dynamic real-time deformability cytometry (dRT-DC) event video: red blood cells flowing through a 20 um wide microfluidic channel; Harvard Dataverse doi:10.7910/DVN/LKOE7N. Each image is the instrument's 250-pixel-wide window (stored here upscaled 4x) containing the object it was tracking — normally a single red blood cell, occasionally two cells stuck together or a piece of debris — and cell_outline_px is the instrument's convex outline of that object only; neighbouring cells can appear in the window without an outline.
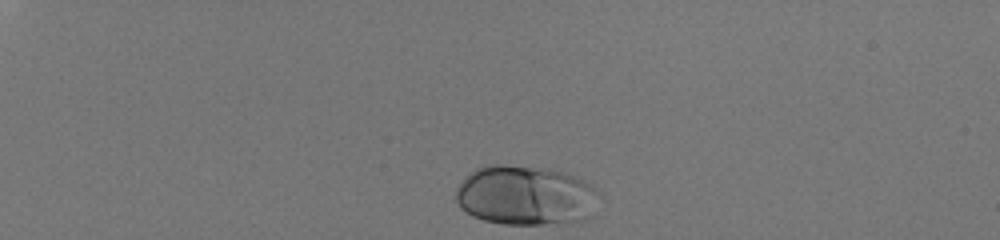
{"species": "human", "species_latin": "Homo sapiens", "temperature_condition": "room temperature", "stored_images_in_passage": 35, "camera_frame_rate_fps": 3000, "um_per_image_px": 0.085, "donor": {"sex": "male"}, "frame": {"image": 1, "passage_image": 1, "time_ms": 0.0, "image_size_px": [1000, 240], "cell_outline_px": [[596, 192], [588, 216], [584, 220], [568, 224], [504, 224], [484, 220], [472, 216], [460, 208], [456, 200], [456, 188], [468, 172], [484, 164], [504, 164], [548, 168], [564, 172], [584, 180], [592, 184], [596, 188]], "centroid_in_image_um": [44.6, 16.6], "position_along_channel_um": 40.4, "area_um2": 50.11}}
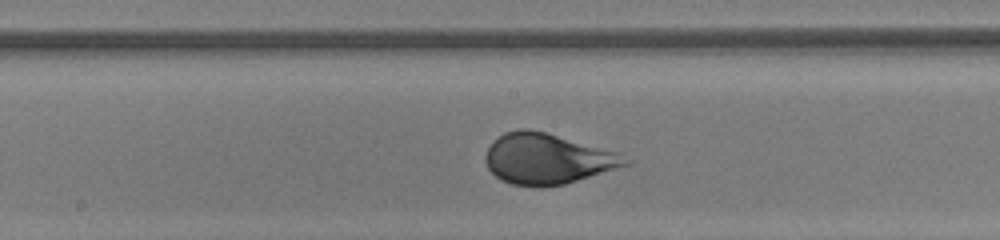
{"frame": {"image": 2, "passage_image": 20, "time_ms": 6.333, "image_size_px": [1000, 240], "cell_outline_px": [[632, 160], [628, 164], [564, 184], [540, 188], [536, 188], [512, 184], [500, 180], [488, 168], [484, 160], [484, 156], [488, 148], [504, 132], [520, 128], [528, 128], [544, 132], [616, 152]], "centroid_in_image_um": [46.46, 13.51], "position_along_channel_um": 201.7, "area_um2": 40.75}}
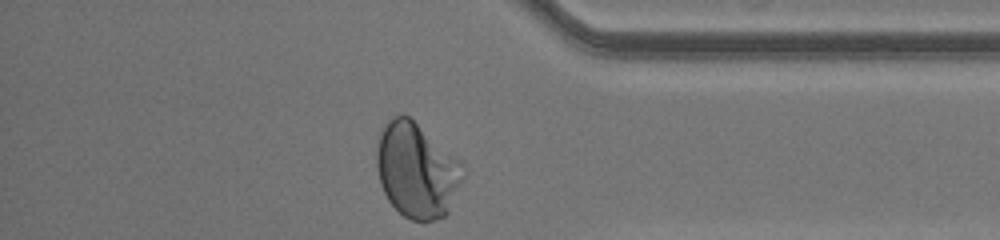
{"frame": {"image": 3, "passage_image": 35, "time_ms": 11.333, "image_size_px": [1000, 240], "cell_outline_px": [[464, 176], [448, 212], [444, 216], [432, 220], [412, 220], [404, 216], [388, 200], [380, 184], [376, 164], [376, 140], [380, 128], [388, 120], [396, 116], [408, 116], [464, 160]], "centroid_in_image_um": [35.43, 14.43], "position_along_channel_um": 399.8, "area_um2": 48.32}, "authors_computed_cell_mechanics": {"area_um2": 43.2344, "velocity_mm_per_s": 4.0881, "shape_relaxation_time_tau1_ms": 2.5018, "shape_relaxation_time_tau2_ms": null, "deformation_change_tau1": 0.1742, "deformation_change_tau2": null}}